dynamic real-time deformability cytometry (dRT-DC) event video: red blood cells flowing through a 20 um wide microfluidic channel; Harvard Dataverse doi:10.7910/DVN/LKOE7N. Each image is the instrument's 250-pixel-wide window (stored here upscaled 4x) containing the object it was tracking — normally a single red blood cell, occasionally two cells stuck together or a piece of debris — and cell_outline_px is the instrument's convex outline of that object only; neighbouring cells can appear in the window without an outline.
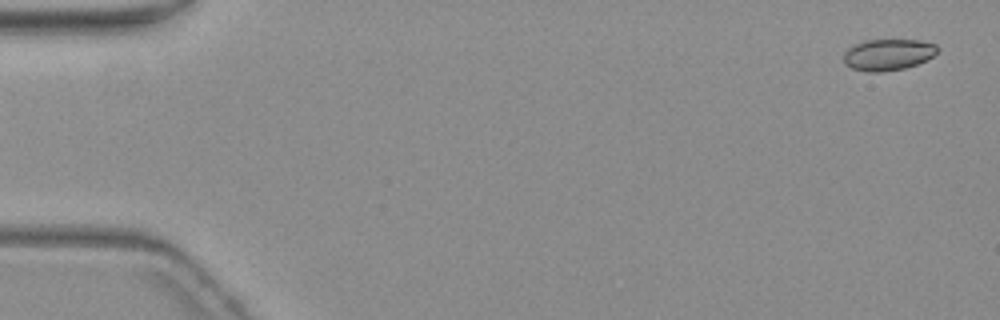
{"species": "common noctule bat (a hibernating species)", "species_latin": "Nyctalus noctula", "temperature_condition": "warm", "stored_images_in_passage": 2, "segment_of_instrument_passage": [2, 2], "camera_frame_rate_fps": 3000, "um_per_image_px": 0.085, "animal": {"sex": "female", "body_mass_g": 19.3, "forearm_length_mm": 54.1}, "frame": {"image": 1, "passage_image": 2, "time_ms": 1.333, "image_size_px": [1000, 320], "cell_outline_px": [[940, 48], [932, 56], [916, 64], [904, 68], [880, 72], [868, 72], [852, 68], [844, 64], [844, 52], [848, 48], [864, 40], [920, 40], [936, 44]], "centroid_in_image_um": [75.47, 4.64], "position_along_channel_um": 9.5, "area_um2": 17.05}}